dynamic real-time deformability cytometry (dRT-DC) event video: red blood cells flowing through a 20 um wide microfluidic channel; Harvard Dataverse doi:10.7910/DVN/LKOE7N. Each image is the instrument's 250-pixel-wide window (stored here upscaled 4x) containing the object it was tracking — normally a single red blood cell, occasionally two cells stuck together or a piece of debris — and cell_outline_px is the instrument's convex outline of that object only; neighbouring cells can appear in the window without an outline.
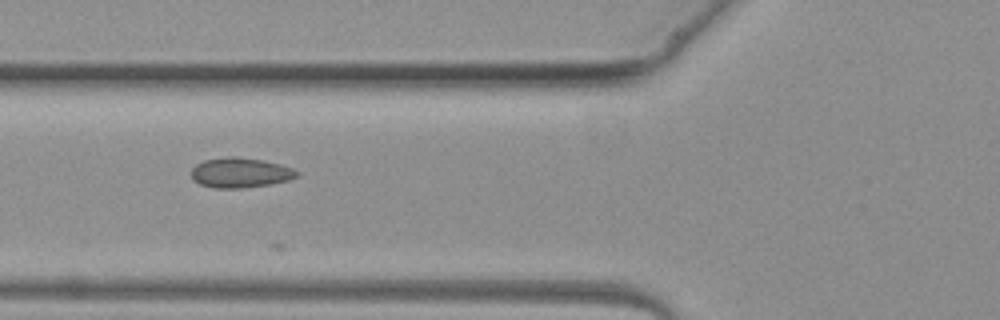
{"species": "common noctule bat (a hibernating species)", "species_latin": "Nyctalus noctula", "temperature_condition": "warm", "stored_images_in_passage": 4, "camera_frame_rate_fps": 3000, "um_per_image_px": 0.085, "animal": {"sex": "female", "body_mass_g": 19.3, "forearm_length_mm": 54.1}, "frame": {"image": 1, "passage_image": 4, "time_ms": 4.333, "image_size_px": [1000, 320], "cell_outline_px": [[300, 176], [288, 180], [272, 184], [240, 188], [212, 188], [200, 184], [192, 180], [192, 168], [196, 164], [204, 160], [228, 156], [236, 156], [264, 160], [280, 164], [292, 168], [300, 172]], "centroid_in_image_um": [20.44, 14.68], "position_along_channel_um": 105.4, "area_um2": 18.67}}